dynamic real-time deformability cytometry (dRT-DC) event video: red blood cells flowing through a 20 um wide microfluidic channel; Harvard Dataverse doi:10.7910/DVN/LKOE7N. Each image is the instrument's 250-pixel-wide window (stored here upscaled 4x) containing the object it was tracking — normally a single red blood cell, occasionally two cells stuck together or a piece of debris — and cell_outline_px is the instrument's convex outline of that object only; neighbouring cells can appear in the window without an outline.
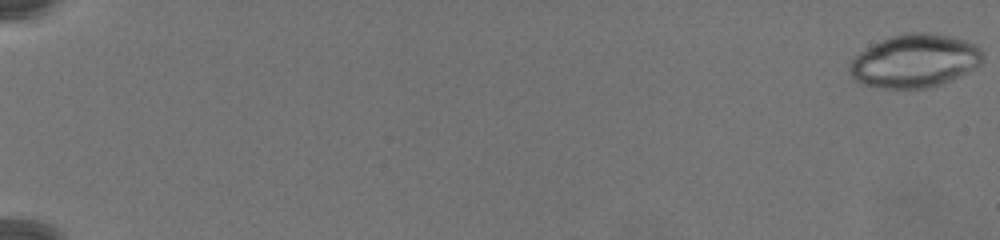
{"species": "common noctule bat (a hibernating species)", "species_latin": "Nyctalus noctula", "temperature_condition": "warm", "stored_images_in_passage": 80, "camera_frame_rate_fps": 3000, "um_per_image_px": 0.085, "animal": {"sex": "female", "body_mass_g": 19.5, "forearm_length_mm": 54.1}, "frame": {"image": 1, "passage_image": 1, "time_ms": 0.0, "image_size_px": [1000, 240], "cell_outline_px": [[984, 60], [976, 68], [940, 84], [928, 88], [880, 88], [864, 84], [856, 80], [848, 72], [848, 68], [852, 60], [860, 52], [892, 36], [904, 32], [932, 32], [952, 36], [968, 40], [976, 44], [984, 52]], "centroid_in_image_um": [77.81, 5.16], "position_along_channel_um": 7.2, "area_um2": 41.33}}
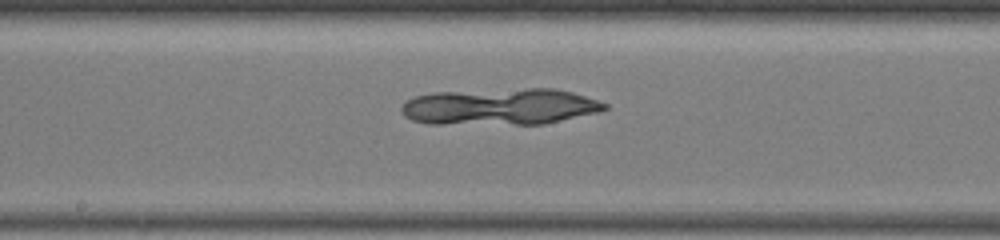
{"frame": {"image": 2, "passage_image": 47, "time_ms": 15.333, "image_size_px": [1000, 240], "cell_outline_px": [[608, 108], [600, 112], [544, 124], [428, 124], [412, 120], [404, 116], [400, 112], [400, 108], [408, 100], [416, 96], [432, 92], [528, 88], [556, 88], [572, 92], [608, 104]], "centroid_in_image_um": [42.5, 9.07], "position_along_channel_um": 205.7, "area_um2": 43.58}}
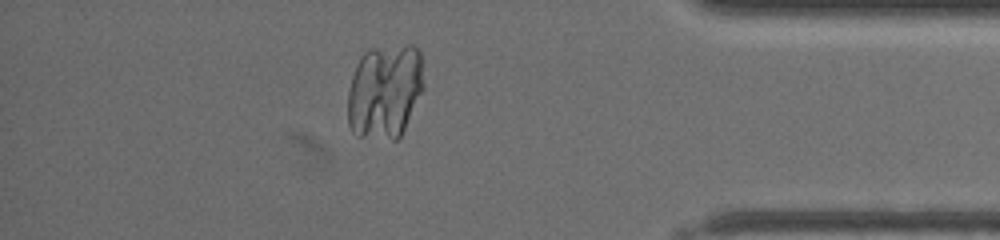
{"frame": {"image": 3, "passage_image": 71, "time_ms": 23.333, "image_size_px": [1000, 240], "cell_outline_px": [[424, 88], [400, 136], [396, 140], [392, 140], [356, 136], [352, 132], [348, 124], [348, 92], [352, 76], [356, 64], [360, 56], [368, 48], [408, 44], [412, 44], [420, 52], [424, 84]], "centroid_in_image_um": [32.7, 7.74], "position_along_channel_um": 402.5, "area_um2": 42.43}}